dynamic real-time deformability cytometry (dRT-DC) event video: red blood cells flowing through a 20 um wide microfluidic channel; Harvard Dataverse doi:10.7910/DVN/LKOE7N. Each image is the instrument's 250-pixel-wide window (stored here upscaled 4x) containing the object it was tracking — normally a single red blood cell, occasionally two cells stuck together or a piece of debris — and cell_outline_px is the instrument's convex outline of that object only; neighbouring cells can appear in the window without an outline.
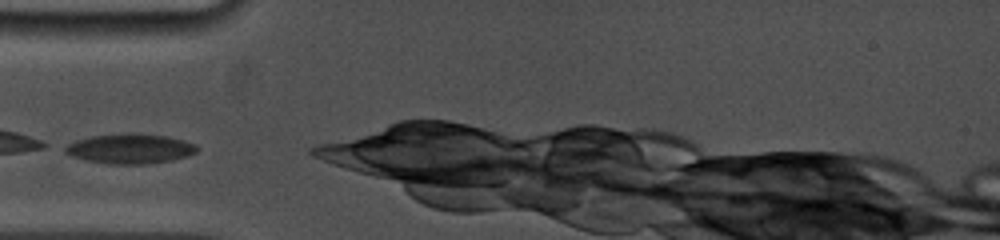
{"species": "common noctule bat (a hibernating species)", "species_latin": "Nyctalus noctula", "temperature_condition": "cold", "stored_images_in_passage": 13, "camera_frame_rate_fps": 5000, "um_per_image_px": 0.085, "animal": {"sex": "female", "body_mass_g": 19.0, "forearm_length_mm": 53.3}, "frame": {"image": 1, "passage_image": 1, "time_ms": 0.0, "image_size_px": [1000, 240], "cell_outline_px": [[200, 148], [196, 152], [188, 156], [172, 160], [148, 164], [108, 164], [88, 160], [72, 156], [56, 148], [76, 140], [88, 136], [132, 132], [168, 136], [184, 140], [196, 144]], "centroid_in_image_um": [11.02, 12.62], "position_along_channel_um": 74.0, "area_um2": 23.52}}
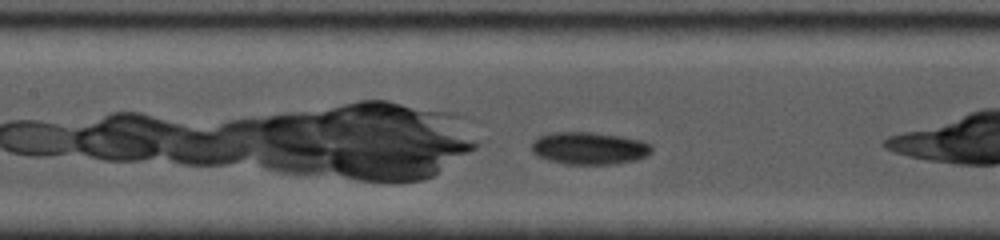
{"frame": {"image": 2, "passage_image": 8, "time_ms": 2.2, "image_size_px": [1000, 240], "cell_outline_px": [[652, 152], [636, 160], [616, 164], [564, 164], [548, 160], [536, 156], [532, 152], [532, 140], [548, 132], [592, 132], [620, 136], [640, 140], [652, 144]], "centroid_in_image_um": [50.05, 12.6], "position_along_channel_um": 157.3, "area_um2": 22.89}}